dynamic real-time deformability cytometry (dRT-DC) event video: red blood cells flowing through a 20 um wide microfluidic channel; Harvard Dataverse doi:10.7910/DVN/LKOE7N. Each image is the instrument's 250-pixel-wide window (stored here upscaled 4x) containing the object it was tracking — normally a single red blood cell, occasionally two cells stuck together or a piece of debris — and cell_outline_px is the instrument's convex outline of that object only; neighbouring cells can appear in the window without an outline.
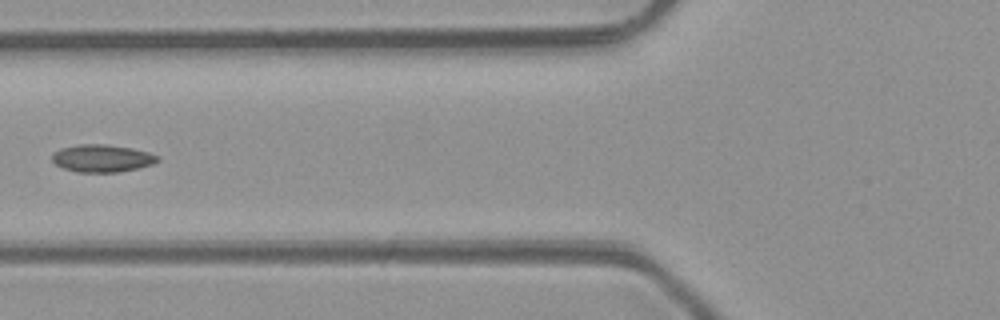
{"species": "common noctule bat (a hibernating species)", "species_latin": "Nyctalus noctula", "temperature_condition": "room temperature", "stored_images_in_passage": 5, "camera_frame_rate_fps": 3000, "um_per_image_px": 0.085, "animal": {"sex": "male", "body_mass_g": 23.1, "forearm_length_mm": 52.7}, "frame": {"image": 1, "passage_image": 5, "time_ms": 5.333, "image_size_px": [1000, 320], "cell_outline_px": [[160, 160], [152, 164], [140, 168], [116, 172], [76, 172], [64, 168], [56, 164], [52, 160], [52, 156], [60, 148], [80, 144], [104, 144], [132, 148], [148, 152], [160, 156]], "centroid_in_image_um": [8.71, 13.45], "position_along_channel_um": 117.1, "area_um2": 16.88}}